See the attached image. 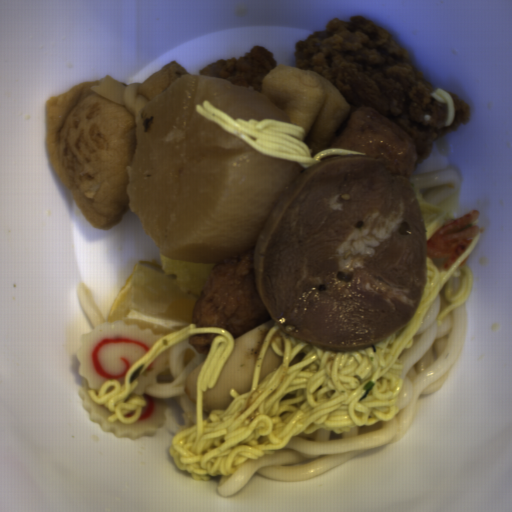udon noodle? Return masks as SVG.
<instances>
[{
  "label": "udon noodle",
  "mask_w": 512,
  "mask_h": 512,
  "mask_svg": "<svg viewBox=\"0 0 512 512\" xmlns=\"http://www.w3.org/2000/svg\"><path fill=\"white\" fill-rule=\"evenodd\" d=\"M440 293L413 336V345L404 348L402 388L397 395L398 413L389 421L372 426H357L349 432L335 433L317 429L300 433L288 444L269 450L258 459L246 460L229 475H218L217 489L231 496L252 479L261 475L273 481H302L325 475L336 464L389 444L408 431L422 396L435 393L450 374L461 348L466 330L467 307L462 303L444 316L441 325Z\"/></svg>",
  "instance_id": "d5520da0"
},
{
  "label": "udon noodle",
  "mask_w": 512,
  "mask_h": 512,
  "mask_svg": "<svg viewBox=\"0 0 512 512\" xmlns=\"http://www.w3.org/2000/svg\"><path fill=\"white\" fill-rule=\"evenodd\" d=\"M166 350H169L166 366L158 373L155 382L146 387L145 393L157 398H178L181 421L176 428L177 434L195 424L197 404L187 394L185 380L192 369L204 363L210 348L200 353L187 337Z\"/></svg>",
  "instance_id": "a0691cae"
},
{
  "label": "udon noodle",
  "mask_w": 512,
  "mask_h": 512,
  "mask_svg": "<svg viewBox=\"0 0 512 512\" xmlns=\"http://www.w3.org/2000/svg\"><path fill=\"white\" fill-rule=\"evenodd\" d=\"M461 176L453 166L443 171L416 173L409 179L414 192L419 190L425 202L437 206L452 196Z\"/></svg>",
  "instance_id": "8dc81ce9"
},
{
  "label": "udon noodle",
  "mask_w": 512,
  "mask_h": 512,
  "mask_svg": "<svg viewBox=\"0 0 512 512\" xmlns=\"http://www.w3.org/2000/svg\"><path fill=\"white\" fill-rule=\"evenodd\" d=\"M76 296L94 328L106 323L82 281L76 288Z\"/></svg>",
  "instance_id": "b55badf4"
}]
</instances>
